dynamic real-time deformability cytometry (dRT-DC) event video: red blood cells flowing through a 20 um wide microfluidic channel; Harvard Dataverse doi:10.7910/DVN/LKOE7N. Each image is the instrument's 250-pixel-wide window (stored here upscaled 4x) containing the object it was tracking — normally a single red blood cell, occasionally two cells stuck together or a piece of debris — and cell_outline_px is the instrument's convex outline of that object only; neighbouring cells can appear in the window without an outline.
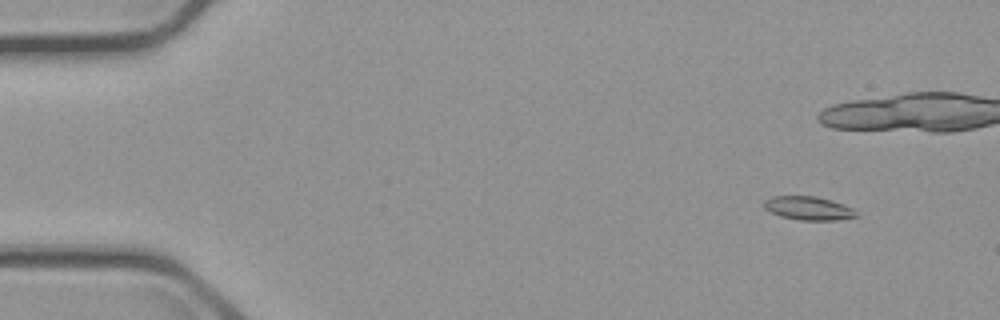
{"species": "common noctule bat (a hibernating species)", "species_latin": "Nyctalus noctula", "temperature_condition": "cold", "stored_images_in_passage": 4, "camera_frame_rate_fps": 3000, "um_per_image_px": 0.085, "animal": {"sex": "male", "body_mass_g": 23.1, "forearm_length_mm": 52.7}, "frame": {"image": 1, "passage_image": 1, "time_ms": 0.0, "image_size_px": [1000, 320], "cell_outline_px": [[860, 216], [836, 220], [800, 220], [780, 216], [764, 208], [764, 200], [772, 196], [816, 196], [832, 200], [844, 204], [852, 208]], "centroid_in_image_um": [68.74, 17.69], "position_along_channel_um": 16.3, "area_um2": 12.72}}